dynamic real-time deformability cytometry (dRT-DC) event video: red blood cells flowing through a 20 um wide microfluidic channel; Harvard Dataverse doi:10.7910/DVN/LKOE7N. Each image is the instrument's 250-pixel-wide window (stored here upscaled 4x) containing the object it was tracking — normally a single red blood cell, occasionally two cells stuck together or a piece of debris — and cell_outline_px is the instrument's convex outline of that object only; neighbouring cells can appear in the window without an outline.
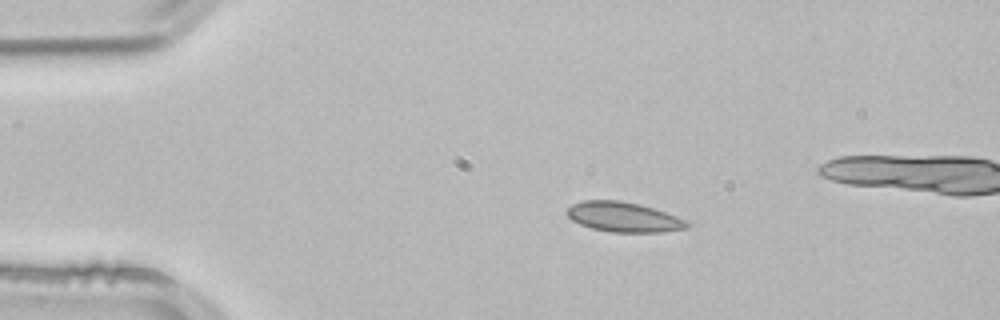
{"species": "common noctule bat (a hibernating species)", "species_latin": "Nyctalus noctula", "temperature_condition": "room temperature", "stored_images_in_passage": 2, "camera_frame_rate_fps": 3000, "um_per_image_px": 0.085, "animal": {"sex": "male", "body_mass_g": 21.5, "forearm_length_mm": 52.0}, "frame": {"image": 1, "passage_image": 1, "time_ms": 0.0, "image_size_px": [1000, 320], "cell_outline_px": [[688, 228], [660, 232], [612, 232], [592, 228], [580, 224], [572, 220], [564, 212], [572, 204], [580, 200], [620, 200], [640, 204], [676, 216], [684, 220], [688, 224]], "centroid_in_image_um": [52.94, 18.43], "position_along_channel_um": 32.1, "area_um2": 20.81}}